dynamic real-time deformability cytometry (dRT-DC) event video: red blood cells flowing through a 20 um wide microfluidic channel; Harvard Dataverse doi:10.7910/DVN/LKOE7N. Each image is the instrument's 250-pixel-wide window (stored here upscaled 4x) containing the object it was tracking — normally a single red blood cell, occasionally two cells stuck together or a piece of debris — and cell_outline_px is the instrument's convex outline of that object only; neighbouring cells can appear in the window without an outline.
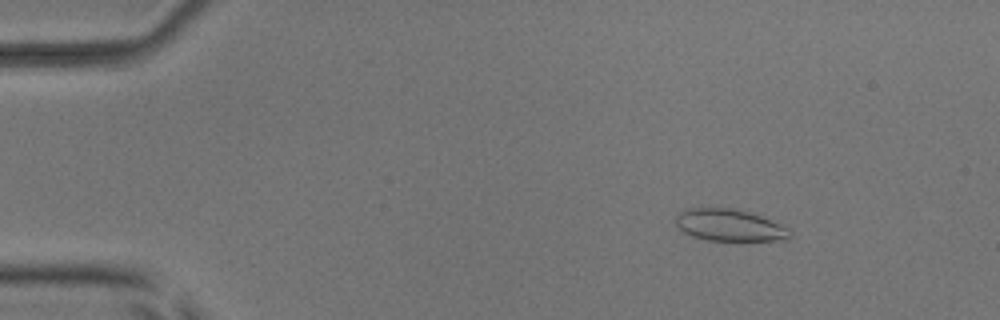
{"species": "common noctule bat (a hibernating species)", "species_latin": "Nyctalus noctula", "temperature_condition": "room temperature", "stored_images_in_passage": 53, "camera_frame_rate_fps": 3000, "um_per_image_px": 0.085, "animal": {"sex": "male", "body_mass_g": 17.9, "forearm_length_mm": 54.2}, "frame": {"image": 1, "passage_image": 7, "time_ms": 2.0, "image_size_px": [1000, 320], "cell_outline_px": [[792, 236], [788, 240], [708, 240], [692, 236], [684, 232], [676, 224], [676, 216], [684, 208], [732, 208], [748, 212], [760, 216], [788, 228], [792, 232]], "centroid_in_image_um": [62.0, 19.14], "position_along_channel_um": 23.0, "area_um2": 21.04}}
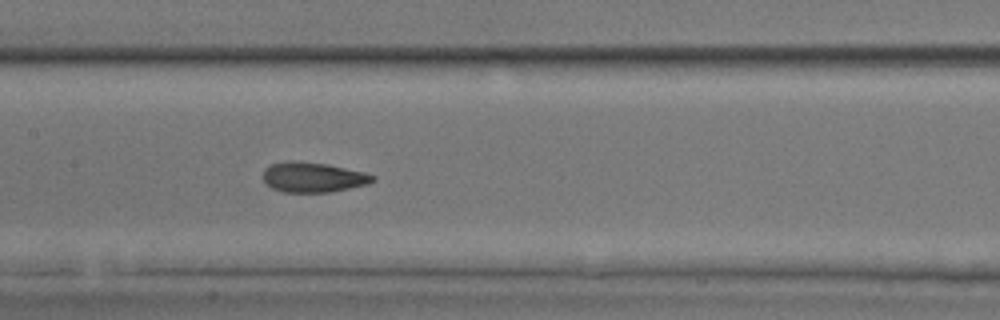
{"frame": {"image": 2, "passage_image": 26, "time_ms": 8.333, "image_size_px": [1000, 320], "cell_outline_px": [[376, 180], [368, 184], [332, 192], [280, 192], [272, 188], [264, 180], [264, 168], [272, 164], [288, 160], [292, 160], [328, 164], [364, 172], [376, 176]], "centroid_in_image_um": [26.63, 15.06], "position_along_channel_um": 180.8, "area_um2": 19.31}}
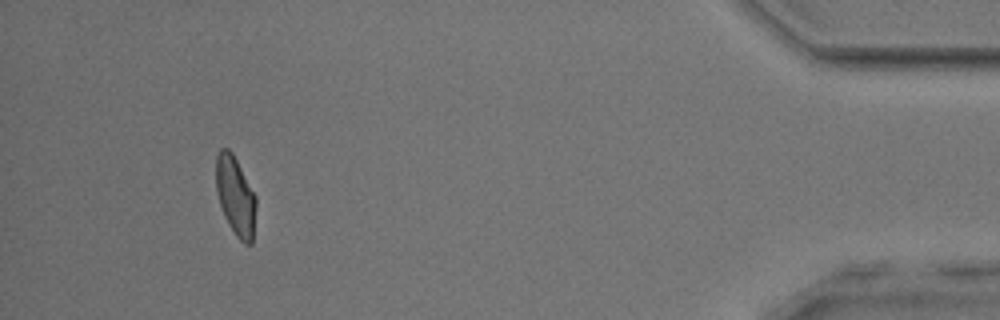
{"frame": {"image": 3, "passage_image": 49, "time_ms": 16.0, "image_size_px": [1000, 320], "cell_outline_px": [[256, 204], [252, 244], [244, 244], [236, 236], [228, 224], [224, 216], [220, 204], [216, 188], [216, 156], [220, 148], [228, 148], [232, 152], [256, 196]], "centroid_in_image_um": [20.01, 16.66], "position_along_channel_um": 415.2, "area_um2": 18.38}, "authors_computed_cell_mechanics": {"area_um2": 19.1896, "velocity_mm_per_s": 3.8934, "shape_relaxation_time_tau1_ms": 5.6021, "shape_relaxation_time_tau2_ms": 1.1727, "deformation_change_tau1": 0.1273, "deformation_change_tau2": 0.0728}}